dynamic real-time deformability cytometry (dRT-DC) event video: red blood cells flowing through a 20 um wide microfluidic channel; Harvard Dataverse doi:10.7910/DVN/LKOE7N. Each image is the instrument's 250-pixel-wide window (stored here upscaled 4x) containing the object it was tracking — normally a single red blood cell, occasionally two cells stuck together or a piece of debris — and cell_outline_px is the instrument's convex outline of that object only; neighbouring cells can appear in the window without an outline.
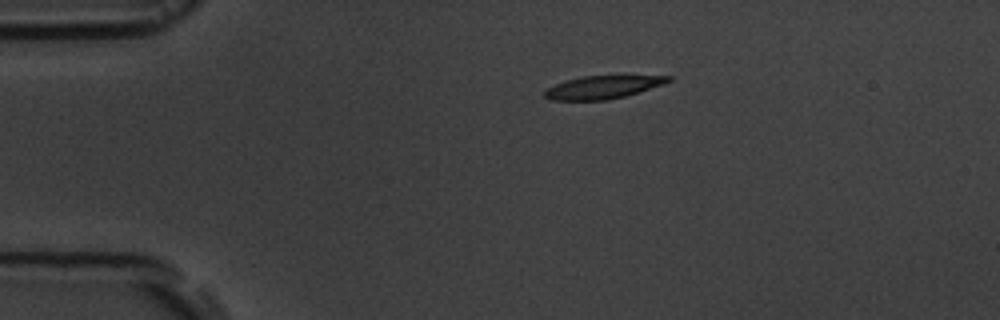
{"species": "common noctule bat (a hibernating species)", "species_latin": "Nyctalus noctula", "temperature_condition": "room temperature", "stored_images_in_passage": 2, "camera_frame_rate_fps": 3000, "um_per_image_px": 0.085, "animal": {"sex": "male", "body_mass_g": 19.5, "forearm_length_mm": 54.6}, "frame": {"image": 1, "passage_image": 1, "time_ms": 0.0, "image_size_px": [1000, 320], "cell_outline_px": [[672, 80], [664, 84], [624, 96], [608, 100], [548, 100], [544, 96], [544, 92], [548, 88], [564, 80], [584, 76], [672, 76]], "centroid_in_image_um": [51.2, 7.42], "position_along_channel_um": 33.8, "area_um2": 16.36}}